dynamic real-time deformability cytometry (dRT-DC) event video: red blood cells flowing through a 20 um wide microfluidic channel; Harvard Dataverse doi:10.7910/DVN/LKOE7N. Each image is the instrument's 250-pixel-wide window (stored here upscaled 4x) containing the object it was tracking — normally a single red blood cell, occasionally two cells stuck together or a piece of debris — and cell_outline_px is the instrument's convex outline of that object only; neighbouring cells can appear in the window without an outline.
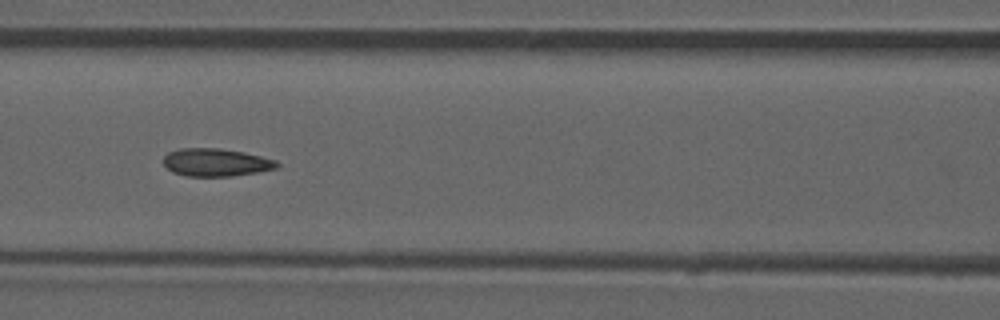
{"species": "common noctule bat (a hibernating species)", "species_latin": "Nyctalus noctula", "temperature_condition": "room temperature", "stored_images_in_passage": 51, "camera_frame_rate_fps": 3000, "um_per_image_px": 0.085, "animal": {"sex": "male", "forearm_length_mm": 52.5}, "frame": {"image": 1, "passage_image": 22, "time_ms": 7.0, "image_size_px": [1000, 320], "cell_outline_px": [[280, 164], [276, 168], [256, 172], [232, 176], [184, 176], [172, 172], [164, 164], [164, 156], [168, 152], [180, 148], [220, 148], [244, 152], [276, 160]], "centroid_in_image_um": [18.34, 13.8], "position_along_channel_um": 148.3, "area_um2": 18.38}, "authors_computed_cell_mechanics": {"area_um2": 18.2648, "velocity_mm_per_s": 3.9452, "shape_relaxation_time_tau1_ms": null, "shape_relaxation_time_tau2_ms": 2.4267, "deformation_change_tau1": null, "deformation_change_tau2": 0.0649}}